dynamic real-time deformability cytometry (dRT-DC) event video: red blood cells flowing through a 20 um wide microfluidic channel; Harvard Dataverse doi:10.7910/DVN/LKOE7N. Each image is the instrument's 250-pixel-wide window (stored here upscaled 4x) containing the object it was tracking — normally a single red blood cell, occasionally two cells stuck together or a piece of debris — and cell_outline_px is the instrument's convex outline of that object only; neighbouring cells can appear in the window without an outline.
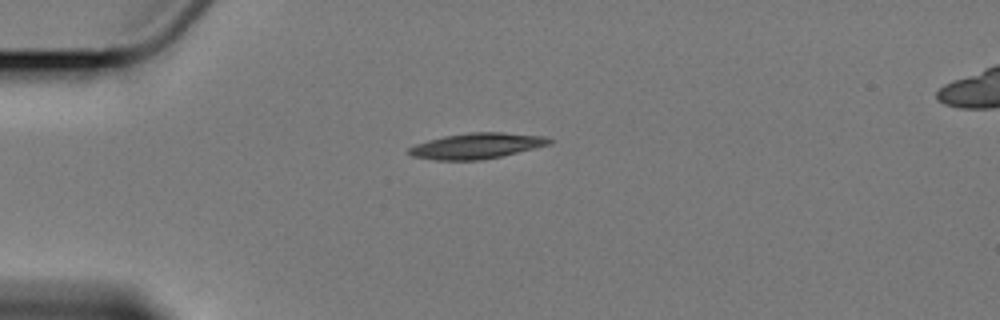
{"species": "Egyptian fruit bat (a non-hibernating species)", "species_latin": "Rousettus aegyptiacus", "temperature_condition": "cold", "stored_images_in_passage": 2, "camera_frame_rate_fps": 3000, "um_per_image_px": 0.085, "animal": {"sex": "female"}, "frame": {"image": 1, "passage_image": 1, "time_ms": 0.0, "image_size_px": [1000, 320], "cell_outline_px": [[556, 140], [552, 144], [536, 148], [500, 156], [480, 160], [436, 160], [412, 156], [404, 152], [408, 148], [416, 144], [428, 140], [444, 136], [468, 132], [500, 132], [544, 136]], "centroid_in_image_um": [40.52, 12.39], "position_along_channel_um": 44.5, "area_um2": 21.15}}